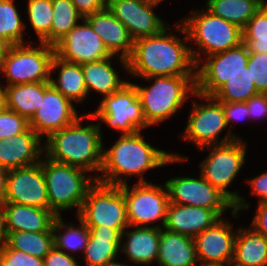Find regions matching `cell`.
<instances>
[{
	"label": "cell",
	"instance_id": "cell-31",
	"mask_svg": "<svg viewBox=\"0 0 267 266\" xmlns=\"http://www.w3.org/2000/svg\"><path fill=\"white\" fill-rule=\"evenodd\" d=\"M260 0H207L206 10L243 29L260 9Z\"/></svg>",
	"mask_w": 267,
	"mask_h": 266
},
{
	"label": "cell",
	"instance_id": "cell-16",
	"mask_svg": "<svg viewBox=\"0 0 267 266\" xmlns=\"http://www.w3.org/2000/svg\"><path fill=\"white\" fill-rule=\"evenodd\" d=\"M4 202L49 209L47 186L39 163L7 172Z\"/></svg>",
	"mask_w": 267,
	"mask_h": 266
},
{
	"label": "cell",
	"instance_id": "cell-26",
	"mask_svg": "<svg viewBox=\"0 0 267 266\" xmlns=\"http://www.w3.org/2000/svg\"><path fill=\"white\" fill-rule=\"evenodd\" d=\"M194 238L160 228L159 266H196Z\"/></svg>",
	"mask_w": 267,
	"mask_h": 266
},
{
	"label": "cell",
	"instance_id": "cell-37",
	"mask_svg": "<svg viewBox=\"0 0 267 266\" xmlns=\"http://www.w3.org/2000/svg\"><path fill=\"white\" fill-rule=\"evenodd\" d=\"M242 42L249 52L267 53V4L242 29Z\"/></svg>",
	"mask_w": 267,
	"mask_h": 266
},
{
	"label": "cell",
	"instance_id": "cell-43",
	"mask_svg": "<svg viewBox=\"0 0 267 266\" xmlns=\"http://www.w3.org/2000/svg\"><path fill=\"white\" fill-rule=\"evenodd\" d=\"M72 253H64L55 246L43 258V266H80Z\"/></svg>",
	"mask_w": 267,
	"mask_h": 266
},
{
	"label": "cell",
	"instance_id": "cell-34",
	"mask_svg": "<svg viewBox=\"0 0 267 266\" xmlns=\"http://www.w3.org/2000/svg\"><path fill=\"white\" fill-rule=\"evenodd\" d=\"M258 94L248 66L227 80L212 96L219 102H246Z\"/></svg>",
	"mask_w": 267,
	"mask_h": 266
},
{
	"label": "cell",
	"instance_id": "cell-51",
	"mask_svg": "<svg viewBox=\"0 0 267 266\" xmlns=\"http://www.w3.org/2000/svg\"><path fill=\"white\" fill-rule=\"evenodd\" d=\"M9 47V45L0 38V62H1V59L4 57L5 55V52L7 50V48Z\"/></svg>",
	"mask_w": 267,
	"mask_h": 266
},
{
	"label": "cell",
	"instance_id": "cell-29",
	"mask_svg": "<svg viewBox=\"0 0 267 266\" xmlns=\"http://www.w3.org/2000/svg\"><path fill=\"white\" fill-rule=\"evenodd\" d=\"M6 108L25 117L28 121L40 108L45 82H33L4 87Z\"/></svg>",
	"mask_w": 267,
	"mask_h": 266
},
{
	"label": "cell",
	"instance_id": "cell-1",
	"mask_svg": "<svg viewBox=\"0 0 267 266\" xmlns=\"http://www.w3.org/2000/svg\"><path fill=\"white\" fill-rule=\"evenodd\" d=\"M164 28L159 34L137 39L128 60L127 72L141 78L196 75L189 46Z\"/></svg>",
	"mask_w": 267,
	"mask_h": 266
},
{
	"label": "cell",
	"instance_id": "cell-33",
	"mask_svg": "<svg viewBox=\"0 0 267 266\" xmlns=\"http://www.w3.org/2000/svg\"><path fill=\"white\" fill-rule=\"evenodd\" d=\"M6 244L37 258L43 259L54 247L53 232H8Z\"/></svg>",
	"mask_w": 267,
	"mask_h": 266
},
{
	"label": "cell",
	"instance_id": "cell-40",
	"mask_svg": "<svg viewBox=\"0 0 267 266\" xmlns=\"http://www.w3.org/2000/svg\"><path fill=\"white\" fill-rule=\"evenodd\" d=\"M247 66L258 93L267 94V53L249 52Z\"/></svg>",
	"mask_w": 267,
	"mask_h": 266
},
{
	"label": "cell",
	"instance_id": "cell-14",
	"mask_svg": "<svg viewBox=\"0 0 267 266\" xmlns=\"http://www.w3.org/2000/svg\"><path fill=\"white\" fill-rule=\"evenodd\" d=\"M165 186L170 203L214 210L221 218L223 212L234 208V204L201 175L200 178H171Z\"/></svg>",
	"mask_w": 267,
	"mask_h": 266
},
{
	"label": "cell",
	"instance_id": "cell-54",
	"mask_svg": "<svg viewBox=\"0 0 267 266\" xmlns=\"http://www.w3.org/2000/svg\"><path fill=\"white\" fill-rule=\"evenodd\" d=\"M228 265L229 266H238V265L234 264L233 262L229 263ZM228 265L226 264L225 266H228Z\"/></svg>",
	"mask_w": 267,
	"mask_h": 266
},
{
	"label": "cell",
	"instance_id": "cell-39",
	"mask_svg": "<svg viewBox=\"0 0 267 266\" xmlns=\"http://www.w3.org/2000/svg\"><path fill=\"white\" fill-rule=\"evenodd\" d=\"M29 127V121L18 113L5 108L0 112V140L16 136Z\"/></svg>",
	"mask_w": 267,
	"mask_h": 266
},
{
	"label": "cell",
	"instance_id": "cell-7",
	"mask_svg": "<svg viewBox=\"0 0 267 266\" xmlns=\"http://www.w3.org/2000/svg\"><path fill=\"white\" fill-rule=\"evenodd\" d=\"M207 147L212 148L200 164V175L234 204L231 214L237 218L239 217L237 213L248 209L250 205L238 194L239 192H231L227 187L235 180L245 162L247 144L240 138Z\"/></svg>",
	"mask_w": 267,
	"mask_h": 266
},
{
	"label": "cell",
	"instance_id": "cell-32",
	"mask_svg": "<svg viewBox=\"0 0 267 266\" xmlns=\"http://www.w3.org/2000/svg\"><path fill=\"white\" fill-rule=\"evenodd\" d=\"M80 227H74L72 223L67 226L63 222L62 216H57L52 225V231L54 235V246L64 253L77 252L81 250L84 252L88 239L90 236L89 228L85 223L78 217ZM65 229V232L62 230ZM60 232V233H59ZM59 233V234H57ZM66 249H68L66 251Z\"/></svg>",
	"mask_w": 267,
	"mask_h": 266
},
{
	"label": "cell",
	"instance_id": "cell-52",
	"mask_svg": "<svg viewBox=\"0 0 267 266\" xmlns=\"http://www.w3.org/2000/svg\"><path fill=\"white\" fill-rule=\"evenodd\" d=\"M198 266H224V265L213 264V263H200Z\"/></svg>",
	"mask_w": 267,
	"mask_h": 266
},
{
	"label": "cell",
	"instance_id": "cell-17",
	"mask_svg": "<svg viewBox=\"0 0 267 266\" xmlns=\"http://www.w3.org/2000/svg\"><path fill=\"white\" fill-rule=\"evenodd\" d=\"M82 22L83 24H77L54 46L55 55L80 65L114 56L84 18Z\"/></svg>",
	"mask_w": 267,
	"mask_h": 266
},
{
	"label": "cell",
	"instance_id": "cell-9",
	"mask_svg": "<svg viewBox=\"0 0 267 266\" xmlns=\"http://www.w3.org/2000/svg\"><path fill=\"white\" fill-rule=\"evenodd\" d=\"M87 227L106 226L120 234L129 227L121 186L95 181L88 189L77 215Z\"/></svg>",
	"mask_w": 267,
	"mask_h": 266
},
{
	"label": "cell",
	"instance_id": "cell-23",
	"mask_svg": "<svg viewBox=\"0 0 267 266\" xmlns=\"http://www.w3.org/2000/svg\"><path fill=\"white\" fill-rule=\"evenodd\" d=\"M160 225L149 227L134 226V230H124L121 234L120 248L135 264L149 265L157 261L160 243ZM127 236L126 242L122 241Z\"/></svg>",
	"mask_w": 267,
	"mask_h": 266
},
{
	"label": "cell",
	"instance_id": "cell-2",
	"mask_svg": "<svg viewBox=\"0 0 267 266\" xmlns=\"http://www.w3.org/2000/svg\"><path fill=\"white\" fill-rule=\"evenodd\" d=\"M184 160L188 158L151 146L140 132L124 134L109 150L103 149L100 171L103 174L95 176V179L105 184L121 186L127 184L124 177L137 175L140 177L138 182H148L142 175L147 170Z\"/></svg>",
	"mask_w": 267,
	"mask_h": 266
},
{
	"label": "cell",
	"instance_id": "cell-44",
	"mask_svg": "<svg viewBox=\"0 0 267 266\" xmlns=\"http://www.w3.org/2000/svg\"><path fill=\"white\" fill-rule=\"evenodd\" d=\"M248 106L249 118L267 116V94L258 93L245 102Z\"/></svg>",
	"mask_w": 267,
	"mask_h": 266
},
{
	"label": "cell",
	"instance_id": "cell-48",
	"mask_svg": "<svg viewBox=\"0 0 267 266\" xmlns=\"http://www.w3.org/2000/svg\"><path fill=\"white\" fill-rule=\"evenodd\" d=\"M7 238H8V232L6 229L4 201L0 198V246L6 244Z\"/></svg>",
	"mask_w": 267,
	"mask_h": 266
},
{
	"label": "cell",
	"instance_id": "cell-49",
	"mask_svg": "<svg viewBox=\"0 0 267 266\" xmlns=\"http://www.w3.org/2000/svg\"><path fill=\"white\" fill-rule=\"evenodd\" d=\"M7 172L8 170L0 166V198L1 199H3L5 192H6Z\"/></svg>",
	"mask_w": 267,
	"mask_h": 266
},
{
	"label": "cell",
	"instance_id": "cell-38",
	"mask_svg": "<svg viewBox=\"0 0 267 266\" xmlns=\"http://www.w3.org/2000/svg\"><path fill=\"white\" fill-rule=\"evenodd\" d=\"M27 13L39 41L50 45L53 0H28Z\"/></svg>",
	"mask_w": 267,
	"mask_h": 266
},
{
	"label": "cell",
	"instance_id": "cell-5",
	"mask_svg": "<svg viewBox=\"0 0 267 266\" xmlns=\"http://www.w3.org/2000/svg\"><path fill=\"white\" fill-rule=\"evenodd\" d=\"M155 80L153 85L142 87L133 84L143 108L144 117L150 125L160 124L182 107L187 94L194 97L196 75L156 76L144 80Z\"/></svg>",
	"mask_w": 267,
	"mask_h": 266
},
{
	"label": "cell",
	"instance_id": "cell-12",
	"mask_svg": "<svg viewBox=\"0 0 267 266\" xmlns=\"http://www.w3.org/2000/svg\"><path fill=\"white\" fill-rule=\"evenodd\" d=\"M194 96L203 98L207 103H196L190 115L184 132L181 136L182 140L193 142L200 149H204L211 145H220L232 142L236 139H227L224 137L218 141L219 136L226 127H228L225 113L223 110V102L217 101L213 96H205L197 92Z\"/></svg>",
	"mask_w": 267,
	"mask_h": 266
},
{
	"label": "cell",
	"instance_id": "cell-45",
	"mask_svg": "<svg viewBox=\"0 0 267 266\" xmlns=\"http://www.w3.org/2000/svg\"><path fill=\"white\" fill-rule=\"evenodd\" d=\"M77 9V12L83 17H87L97 11L107 7L103 0H71Z\"/></svg>",
	"mask_w": 267,
	"mask_h": 266
},
{
	"label": "cell",
	"instance_id": "cell-56",
	"mask_svg": "<svg viewBox=\"0 0 267 266\" xmlns=\"http://www.w3.org/2000/svg\"><path fill=\"white\" fill-rule=\"evenodd\" d=\"M263 4H267V1L265 0H260Z\"/></svg>",
	"mask_w": 267,
	"mask_h": 266
},
{
	"label": "cell",
	"instance_id": "cell-28",
	"mask_svg": "<svg viewBox=\"0 0 267 266\" xmlns=\"http://www.w3.org/2000/svg\"><path fill=\"white\" fill-rule=\"evenodd\" d=\"M232 262L238 266H267V239L249 229L237 230Z\"/></svg>",
	"mask_w": 267,
	"mask_h": 266
},
{
	"label": "cell",
	"instance_id": "cell-27",
	"mask_svg": "<svg viewBox=\"0 0 267 266\" xmlns=\"http://www.w3.org/2000/svg\"><path fill=\"white\" fill-rule=\"evenodd\" d=\"M56 68L60 69L58 79L52 77ZM49 82L71 102H83L88 96L82 65L62 60L57 55H54L51 62Z\"/></svg>",
	"mask_w": 267,
	"mask_h": 266
},
{
	"label": "cell",
	"instance_id": "cell-22",
	"mask_svg": "<svg viewBox=\"0 0 267 266\" xmlns=\"http://www.w3.org/2000/svg\"><path fill=\"white\" fill-rule=\"evenodd\" d=\"M221 217L207 208L169 203L165 230L195 238L206 228L213 226Z\"/></svg>",
	"mask_w": 267,
	"mask_h": 266
},
{
	"label": "cell",
	"instance_id": "cell-25",
	"mask_svg": "<svg viewBox=\"0 0 267 266\" xmlns=\"http://www.w3.org/2000/svg\"><path fill=\"white\" fill-rule=\"evenodd\" d=\"M89 239L84 250L87 266H107L115 263L120 252L121 234L106 226L88 227Z\"/></svg>",
	"mask_w": 267,
	"mask_h": 266
},
{
	"label": "cell",
	"instance_id": "cell-55",
	"mask_svg": "<svg viewBox=\"0 0 267 266\" xmlns=\"http://www.w3.org/2000/svg\"><path fill=\"white\" fill-rule=\"evenodd\" d=\"M106 4H108L111 0H103Z\"/></svg>",
	"mask_w": 267,
	"mask_h": 266
},
{
	"label": "cell",
	"instance_id": "cell-47",
	"mask_svg": "<svg viewBox=\"0 0 267 266\" xmlns=\"http://www.w3.org/2000/svg\"><path fill=\"white\" fill-rule=\"evenodd\" d=\"M251 228L267 239V203H258V210L252 220Z\"/></svg>",
	"mask_w": 267,
	"mask_h": 266
},
{
	"label": "cell",
	"instance_id": "cell-50",
	"mask_svg": "<svg viewBox=\"0 0 267 266\" xmlns=\"http://www.w3.org/2000/svg\"><path fill=\"white\" fill-rule=\"evenodd\" d=\"M6 108L4 87L0 84V112Z\"/></svg>",
	"mask_w": 267,
	"mask_h": 266
},
{
	"label": "cell",
	"instance_id": "cell-30",
	"mask_svg": "<svg viewBox=\"0 0 267 266\" xmlns=\"http://www.w3.org/2000/svg\"><path fill=\"white\" fill-rule=\"evenodd\" d=\"M110 56L100 61L82 64L87 91H96L103 96L119 91L128 81L119 78L111 64Z\"/></svg>",
	"mask_w": 267,
	"mask_h": 266
},
{
	"label": "cell",
	"instance_id": "cell-21",
	"mask_svg": "<svg viewBox=\"0 0 267 266\" xmlns=\"http://www.w3.org/2000/svg\"><path fill=\"white\" fill-rule=\"evenodd\" d=\"M42 140L30 126L16 136L0 140V166L11 170L39 163L44 156Z\"/></svg>",
	"mask_w": 267,
	"mask_h": 266
},
{
	"label": "cell",
	"instance_id": "cell-10",
	"mask_svg": "<svg viewBox=\"0 0 267 266\" xmlns=\"http://www.w3.org/2000/svg\"><path fill=\"white\" fill-rule=\"evenodd\" d=\"M100 118L109 127L124 134H134L149 127L137 90L133 83H126L119 91L105 96L89 118Z\"/></svg>",
	"mask_w": 267,
	"mask_h": 266
},
{
	"label": "cell",
	"instance_id": "cell-20",
	"mask_svg": "<svg viewBox=\"0 0 267 266\" xmlns=\"http://www.w3.org/2000/svg\"><path fill=\"white\" fill-rule=\"evenodd\" d=\"M93 31L103 41L106 49L112 55H119L123 68L128 70V58L133 51L134 41L131 39L127 28L105 7L84 18Z\"/></svg>",
	"mask_w": 267,
	"mask_h": 266
},
{
	"label": "cell",
	"instance_id": "cell-35",
	"mask_svg": "<svg viewBox=\"0 0 267 266\" xmlns=\"http://www.w3.org/2000/svg\"><path fill=\"white\" fill-rule=\"evenodd\" d=\"M50 46H55L74 28L83 17L77 12L71 0H53Z\"/></svg>",
	"mask_w": 267,
	"mask_h": 266
},
{
	"label": "cell",
	"instance_id": "cell-19",
	"mask_svg": "<svg viewBox=\"0 0 267 266\" xmlns=\"http://www.w3.org/2000/svg\"><path fill=\"white\" fill-rule=\"evenodd\" d=\"M221 218L194 238L196 257L200 263L226 265L232 262L237 230Z\"/></svg>",
	"mask_w": 267,
	"mask_h": 266
},
{
	"label": "cell",
	"instance_id": "cell-46",
	"mask_svg": "<svg viewBox=\"0 0 267 266\" xmlns=\"http://www.w3.org/2000/svg\"><path fill=\"white\" fill-rule=\"evenodd\" d=\"M247 182L251 185V193L260 198L258 203H267V171Z\"/></svg>",
	"mask_w": 267,
	"mask_h": 266
},
{
	"label": "cell",
	"instance_id": "cell-36",
	"mask_svg": "<svg viewBox=\"0 0 267 266\" xmlns=\"http://www.w3.org/2000/svg\"><path fill=\"white\" fill-rule=\"evenodd\" d=\"M14 0H0V38L9 46L24 44V26Z\"/></svg>",
	"mask_w": 267,
	"mask_h": 266
},
{
	"label": "cell",
	"instance_id": "cell-11",
	"mask_svg": "<svg viewBox=\"0 0 267 266\" xmlns=\"http://www.w3.org/2000/svg\"><path fill=\"white\" fill-rule=\"evenodd\" d=\"M163 187L149 182H137L130 190L128 183L121 185L130 228L149 227L146 224L159 220H162L161 228H163L170 203L167 188Z\"/></svg>",
	"mask_w": 267,
	"mask_h": 266
},
{
	"label": "cell",
	"instance_id": "cell-18",
	"mask_svg": "<svg viewBox=\"0 0 267 266\" xmlns=\"http://www.w3.org/2000/svg\"><path fill=\"white\" fill-rule=\"evenodd\" d=\"M80 116L73 102L63 96L50 82H45L40 108L29 120V126L42 138L74 123Z\"/></svg>",
	"mask_w": 267,
	"mask_h": 266
},
{
	"label": "cell",
	"instance_id": "cell-3",
	"mask_svg": "<svg viewBox=\"0 0 267 266\" xmlns=\"http://www.w3.org/2000/svg\"><path fill=\"white\" fill-rule=\"evenodd\" d=\"M89 116L81 115L74 123L54 131L45 140L44 156L59 162L86 170L101 171L103 161V141L101 121L83 127L81 120Z\"/></svg>",
	"mask_w": 267,
	"mask_h": 266
},
{
	"label": "cell",
	"instance_id": "cell-24",
	"mask_svg": "<svg viewBox=\"0 0 267 266\" xmlns=\"http://www.w3.org/2000/svg\"><path fill=\"white\" fill-rule=\"evenodd\" d=\"M7 232H53L57 217L51 210L4 202Z\"/></svg>",
	"mask_w": 267,
	"mask_h": 266
},
{
	"label": "cell",
	"instance_id": "cell-6",
	"mask_svg": "<svg viewBox=\"0 0 267 266\" xmlns=\"http://www.w3.org/2000/svg\"><path fill=\"white\" fill-rule=\"evenodd\" d=\"M40 164L47 186L49 210L61 216L63 210L77 208L78 215L89 187L96 181L95 177H86V170L55 162L46 156Z\"/></svg>",
	"mask_w": 267,
	"mask_h": 266
},
{
	"label": "cell",
	"instance_id": "cell-53",
	"mask_svg": "<svg viewBox=\"0 0 267 266\" xmlns=\"http://www.w3.org/2000/svg\"><path fill=\"white\" fill-rule=\"evenodd\" d=\"M107 266H130V265H127V264H122V263H118L117 261L113 264H110V265H107Z\"/></svg>",
	"mask_w": 267,
	"mask_h": 266
},
{
	"label": "cell",
	"instance_id": "cell-41",
	"mask_svg": "<svg viewBox=\"0 0 267 266\" xmlns=\"http://www.w3.org/2000/svg\"><path fill=\"white\" fill-rule=\"evenodd\" d=\"M0 266H43V259L12 249L5 244L0 246Z\"/></svg>",
	"mask_w": 267,
	"mask_h": 266
},
{
	"label": "cell",
	"instance_id": "cell-4",
	"mask_svg": "<svg viewBox=\"0 0 267 266\" xmlns=\"http://www.w3.org/2000/svg\"><path fill=\"white\" fill-rule=\"evenodd\" d=\"M192 16L180 20L176 25L177 31L184 33V41L193 40L200 50L190 48L193 59L197 64L203 62L201 54L207 56L226 51L242 43V29L237 25L211 14L209 11H191ZM201 56V57H200Z\"/></svg>",
	"mask_w": 267,
	"mask_h": 266
},
{
	"label": "cell",
	"instance_id": "cell-15",
	"mask_svg": "<svg viewBox=\"0 0 267 266\" xmlns=\"http://www.w3.org/2000/svg\"><path fill=\"white\" fill-rule=\"evenodd\" d=\"M158 0H111L107 8L126 28L133 41L159 34L169 27L154 12ZM166 25V26H165Z\"/></svg>",
	"mask_w": 267,
	"mask_h": 266
},
{
	"label": "cell",
	"instance_id": "cell-13",
	"mask_svg": "<svg viewBox=\"0 0 267 266\" xmlns=\"http://www.w3.org/2000/svg\"><path fill=\"white\" fill-rule=\"evenodd\" d=\"M248 61L249 51L243 42L207 56L203 65H196V92L212 96L227 80L241 72Z\"/></svg>",
	"mask_w": 267,
	"mask_h": 266
},
{
	"label": "cell",
	"instance_id": "cell-8",
	"mask_svg": "<svg viewBox=\"0 0 267 266\" xmlns=\"http://www.w3.org/2000/svg\"><path fill=\"white\" fill-rule=\"evenodd\" d=\"M25 45L9 46L1 59L0 73L7 78L6 86L50 81L54 47L44 42L37 47Z\"/></svg>",
	"mask_w": 267,
	"mask_h": 266
},
{
	"label": "cell",
	"instance_id": "cell-42",
	"mask_svg": "<svg viewBox=\"0 0 267 266\" xmlns=\"http://www.w3.org/2000/svg\"><path fill=\"white\" fill-rule=\"evenodd\" d=\"M223 110L227 125L229 127L228 134L225 136L227 139H240L235 134H232L231 127L229 126L231 121H240L249 118L248 106L245 102H223Z\"/></svg>",
	"mask_w": 267,
	"mask_h": 266
}]
</instances>
